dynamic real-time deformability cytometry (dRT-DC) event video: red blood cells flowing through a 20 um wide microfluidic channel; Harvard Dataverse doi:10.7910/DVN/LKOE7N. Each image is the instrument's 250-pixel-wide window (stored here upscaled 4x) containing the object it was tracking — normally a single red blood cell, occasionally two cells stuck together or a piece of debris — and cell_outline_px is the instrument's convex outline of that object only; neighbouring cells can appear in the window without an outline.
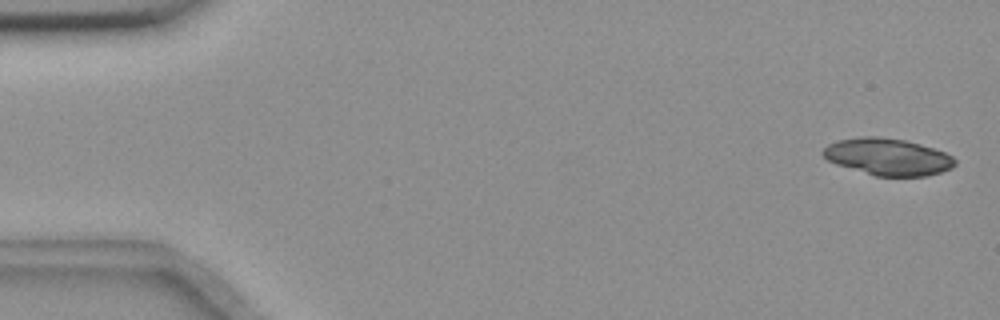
{"species": "common noctule bat (a hibernating species)", "species_latin": "Nyctalus noctula", "temperature_condition": "room temperature", "stored_images_in_passage": 20, "camera_frame_rate_fps": 3000, "um_per_image_px": 0.085, "animal": {"sex": "female", "body_mass_g": 18.4}, "frame": {"image": 1, "passage_image": 2, "time_ms": 0.333, "image_size_px": [1000, 320], "cell_outline_px": [[956, 164], [952, 168], [940, 172], [924, 176], [876, 176], [836, 164], [828, 160], [820, 152], [828, 144], [836, 140], [864, 136], [876, 136], [904, 140], [920, 144], [944, 152], [952, 156], [956, 160]], "centroid_in_image_um": [75.45, 13.32], "position_along_channel_um": 9.6, "area_um2": 28.26}}